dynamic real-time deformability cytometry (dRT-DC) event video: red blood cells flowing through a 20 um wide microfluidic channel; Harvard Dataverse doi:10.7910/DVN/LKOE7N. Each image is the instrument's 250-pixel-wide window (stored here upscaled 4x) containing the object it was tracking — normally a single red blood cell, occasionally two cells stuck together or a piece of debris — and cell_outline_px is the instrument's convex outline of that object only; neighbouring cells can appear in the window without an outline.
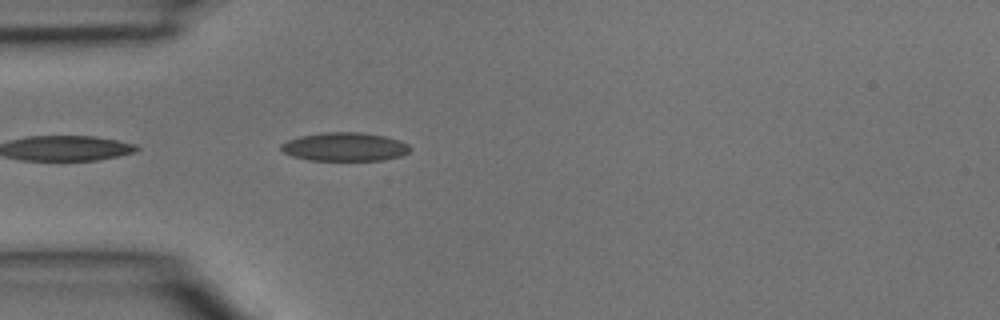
{"species": "common noctule bat (a hibernating species)", "species_latin": "Nyctalus noctula", "temperature_condition": "room temperature", "stored_images_in_passage": 1, "camera_frame_rate_fps": 3000, "um_per_image_px": 0.085, "animal": {"sex": "male", "body_mass_g": 15.6}, "frame": {"image": 1, "passage_image": 1, "time_ms": 0.0, "image_size_px": [1000, 320], "cell_outline_px": [[412, 148], [408, 152], [400, 156], [384, 160], [308, 160], [292, 156], [284, 152], [280, 148], [280, 144], [288, 140], [300, 136], [324, 132], [360, 132], [384, 136], [400, 140], [408, 144]], "centroid_in_image_um": [29.31, 12.48], "position_along_channel_um": 55.7, "area_um2": 21.5}}